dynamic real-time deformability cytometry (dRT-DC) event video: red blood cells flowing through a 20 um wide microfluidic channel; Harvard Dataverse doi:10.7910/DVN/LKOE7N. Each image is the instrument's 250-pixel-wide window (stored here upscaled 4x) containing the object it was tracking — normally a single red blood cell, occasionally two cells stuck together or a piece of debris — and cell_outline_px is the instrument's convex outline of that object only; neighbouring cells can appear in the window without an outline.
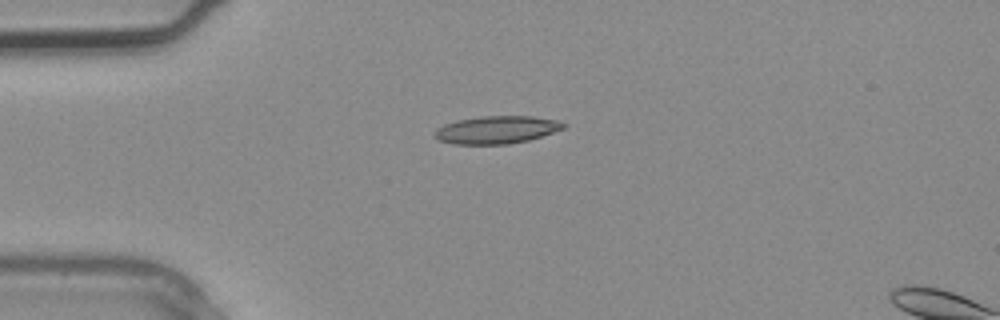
{"species": "common noctule bat (a hibernating species)", "species_latin": "Nyctalus noctula", "temperature_condition": "warm", "stored_images_in_passage": 4, "camera_frame_rate_fps": 3000, "um_per_image_px": 0.085, "animal": {"sex": "male", "body_mass_g": 20.4}, "frame": {"image": 1, "passage_image": 3, "time_ms": 0.667, "image_size_px": [1000, 320], "cell_outline_px": [[568, 124], [564, 128], [528, 140], [508, 144], [452, 144], [440, 140], [432, 132], [436, 128], [444, 124], [456, 120], [480, 116], [532, 116], [556, 120]], "centroid_in_image_um": [42.18, 11.02], "position_along_channel_um": 42.8, "area_um2": 20.75}}